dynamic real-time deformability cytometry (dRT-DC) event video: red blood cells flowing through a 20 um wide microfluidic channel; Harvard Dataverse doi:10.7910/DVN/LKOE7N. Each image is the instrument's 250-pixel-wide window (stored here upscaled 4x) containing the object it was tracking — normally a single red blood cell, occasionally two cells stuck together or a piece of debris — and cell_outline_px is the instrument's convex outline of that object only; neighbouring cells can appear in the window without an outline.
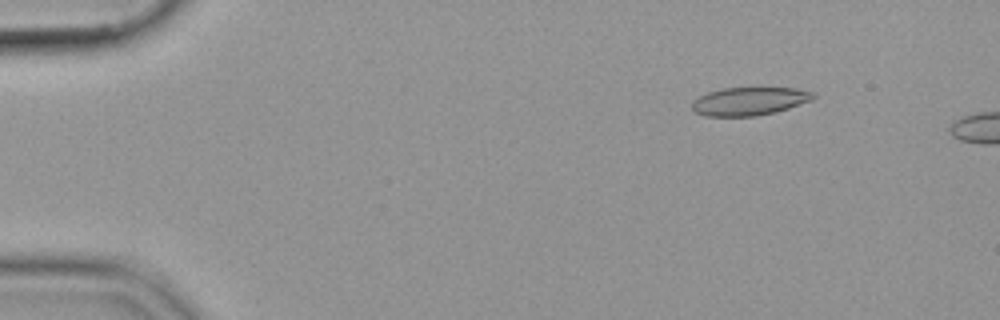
{"species": "common noctule bat (a hibernating species)", "species_latin": "Nyctalus noctula", "temperature_condition": "cold", "stored_images_in_passage": 48, "camera_frame_rate_fps": 3000, "um_per_image_px": 0.085, "animal": {"sex": "female", "body_mass_g": 19.9}, "frame": {"image": 1, "passage_image": 3, "time_ms": 0.667, "image_size_px": [1000, 320], "cell_outline_px": [[816, 96], [812, 100], [788, 108], [756, 116], [704, 116], [696, 112], [692, 108], [692, 100], [708, 92], [724, 88], [796, 88], [812, 92]], "centroid_in_image_um": [63.67, 8.6], "position_along_channel_um": 21.3, "area_um2": 19.71}}
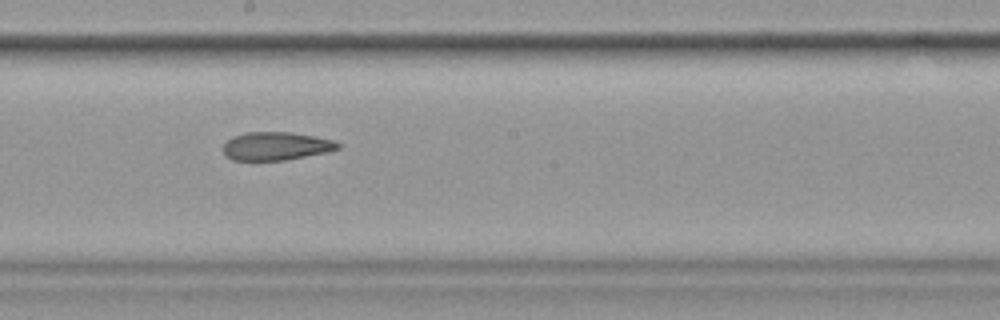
{"frame": {"image": 2, "passage_image": 27, "time_ms": 8.667, "image_size_px": [1000, 320], "cell_outline_px": [[340, 148], [328, 152], [284, 160], [232, 160], [224, 156], [224, 144], [232, 136], [244, 132], [292, 132], [332, 140], [340, 144]], "centroid_in_image_um": [23.43, 12.42], "position_along_channel_um": 224.8, "area_um2": 18.84}}
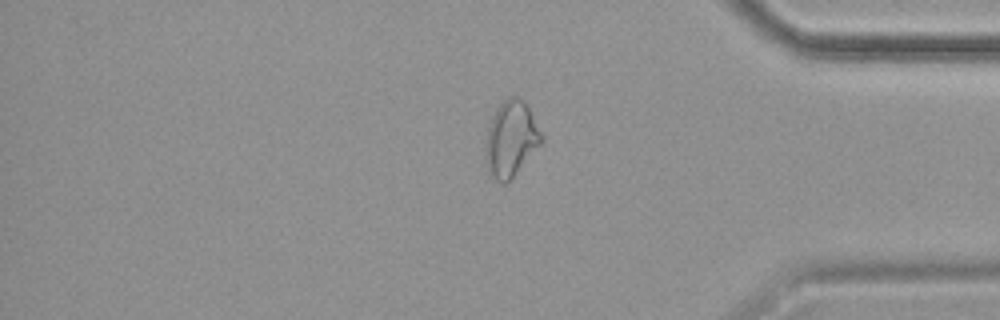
{"frame": {"image": 3, "passage_image": 42, "time_ms": 13.667, "image_size_px": [1000, 320], "cell_outline_px": [[544, 140], [512, 176], [504, 184], [496, 180], [488, 172], [484, 152], [484, 144], [488, 124], [496, 108], [508, 96], [516, 96], [524, 100], [528, 104], [544, 136]], "centroid_in_image_um": [43.42, 11.75], "position_along_channel_um": 391.8, "area_um2": 24.85}}